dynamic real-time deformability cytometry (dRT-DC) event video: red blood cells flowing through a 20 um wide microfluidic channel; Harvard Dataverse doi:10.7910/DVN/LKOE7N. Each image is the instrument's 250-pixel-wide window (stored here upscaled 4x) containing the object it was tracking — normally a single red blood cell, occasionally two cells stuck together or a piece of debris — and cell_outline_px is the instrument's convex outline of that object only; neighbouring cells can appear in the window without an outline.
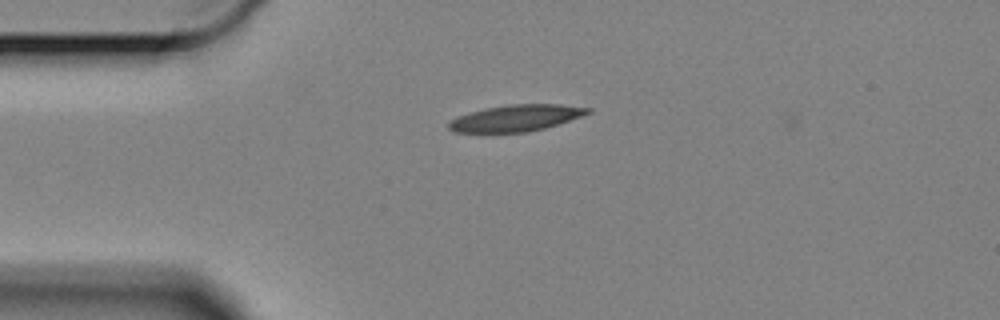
{"species": "Egyptian fruit bat (a non-hibernating species)", "species_latin": "Rousettus aegyptiacus", "temperature_condition": "cold", "stored_images_in_passage": 7, "camera_frame_rate_fps": 3000, "um_per_image_px": 0.085, "animal": {"sex": "female"}, "frame": {"image": 1, "passage_image": 6, "time_ms": 1.667, "image_size_px": [1000, 320], "cell_outline_px": [[592, 112], [544, 128], [528, 132], [456, 132], [448, 128], [448, 120], [456, 116], [468, 112], [508, 104], [560, 104], [592, 108]], "centroid_in_image_um": [43.82, 10.02], "position_along_channel_um": 41.2, "area_um2": 21.33}}